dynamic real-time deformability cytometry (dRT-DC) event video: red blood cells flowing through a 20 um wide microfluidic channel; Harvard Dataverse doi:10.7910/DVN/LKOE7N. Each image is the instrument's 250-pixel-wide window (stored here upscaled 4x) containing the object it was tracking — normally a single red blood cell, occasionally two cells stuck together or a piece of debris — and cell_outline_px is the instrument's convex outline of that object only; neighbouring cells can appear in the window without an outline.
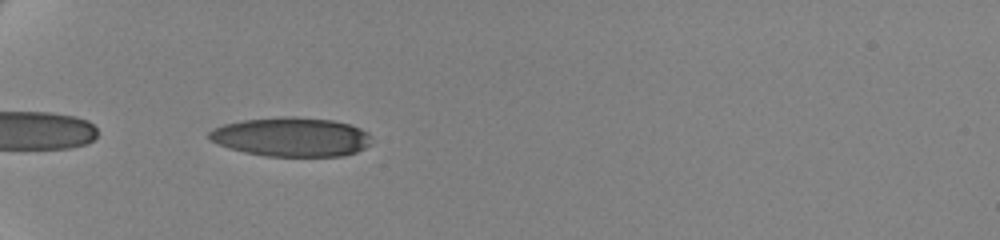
{"species": "human", "species_latin": "Homo sapiens", "temperature_condition": "cold", "stored_images_in_passage": 40, "camera_frame_rate_fps": 3000, "um_per_image_px": 0.085, "donor": {"sex": "female"}, "frame": {"image": 1, "passage_image": 2, "time_ms": 0.333, "image_size_px": [1000, 240], "cell_outline_px": [[372, 144], [356, 152], [344, 156], [264, 156], [244, 152], [228, 148], [212, 140], [208, 136], [208, 132], [212, 128], [224, 124], [244, 120], [280, 116], [292, 116], [332, 120], [348, 124], [360, 128], [368, 132], [372, 136]], "centroid_in_image_um": [24.79, 11.64], "position_along_channel_um": 60.2, "area_um2": 37.28}}
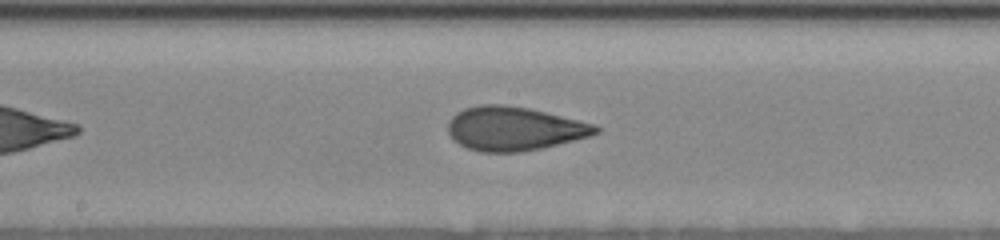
{"frame": {"image": 2, "passage_image": 16, "time_ms": 5.0, "image_size_px": [1000, 240], "cell_outline_px": [[600, 132], [588, 136], [540, 148], [520, 152], [480, 152], [468, 148], [452, 140], [448, 132], [448, 120], [456, 112], [464, 108], [480, 104], [504, 104], [528, 108], [592, 124], [600, 128]], "centroid_in_image_um": [43.61, 10.93], "position_along_channel_um": 204.6, "area_um2": 37.4}}
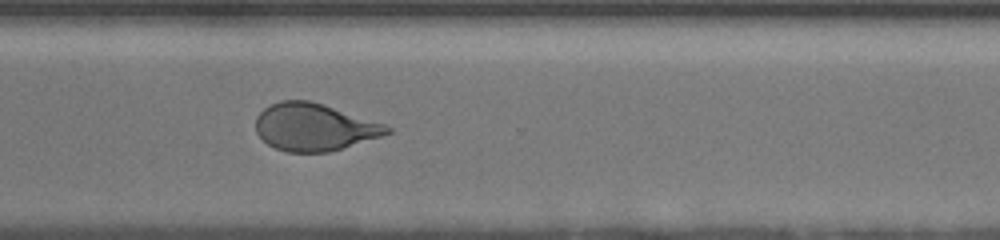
{"frame": {"image": 3, "passage_image": 28, "time_ms": 9.0, "image_size_px": [1000, 240], "cell_outline_px": [[392, 132], [380, 136], [328, 152], [288, 152], [276, 148], [268, 144], [256, 132], [256, 116], [264, 108], [280, 100], [308, 100], [384, 124], [392, 128]], "centroid_in_image_um": [26.66, 10.8], "position_along_channel_um": 343.9, "area_um2": 35.55}, "authors_computed_cell_mechanics": {"area_um2": 37.4544, "velocity_mm_per_s": 3.5031, "shape_relaxation_time_tau1_ms": 4.4526, "shape_relaxation_time_tau2_ms": 1.2085, "deformation_change_tau1": 0.1691, "deformation_change_tau2": 0.077}}